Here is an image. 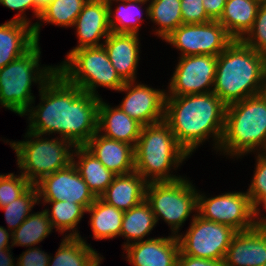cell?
<instances>
[{
  "label": "cell",
  "mask_w": 266,
  "mask_h": 266,
  "mask_svg": "<svg viewBox=\"0 0 266 266\" xmlns=\"http://www.w3.org/2000/svg\"><path fill=\"white\" fill-rule=\"evenodd\" d=\"M39 93V105L23 114L29 115L28 131L43 136L58 133L75 146H84L97 132L101 97L83 92L58 71L39 87Z\"/></svg>",
  "instance_id": "6da1fadb"
},
{
  "label": "cell",
  "mask_w": 266,
  "mask_h": 266,
  "mask_svg": "<svg viewBox=\"0 0 266 266\" xmlns=\"http://www.w3.org/2000/svg\"><path fill=\"white\" fill-rule=\"evenodd\" d=\"M227 105L213 92L166 96L164 121L190 155L209 136L215 148L222 139Z\"/></svg>",
  "instance_id": "7a4b0ae2"
},
{
  "label": "cell",
  "mask_w": 266,
  "mask_h": 266,
  "mask_svg": "<svg viewBox=\"0 0 266 266\" xmlns=\"http://www.w3.org/2000/svg\"><path fill=\"white\" fill-rule=\"evenodd\" d=\"M266 55L234 39L217 56L213 93L226 105L260 94Z\"/></svg>",
  "instance_id": "3957f363"
},
{
  "label": "cell",
  "mask_w": 266,
  "mask_h": 266,
  "mask_svg": "<svg viewBox=\"0 0 266 266\" xmlns=\"http://www.w3.org/2000/svg\"><path fill=\"white\" fill-rule=\"evenodd\" d=\"M134 154L135 171L148 183L182 178L171 175L170 170L178 168L189 156L164 120L142 127Z\"/></svg>",
  "instance_id": "277c9868"
},
{
  "label": "cell",
  "mask_w": 266,
  "mask_h": 266,
  "mask_svg": "<svg viewBox=\"0 0 266 266\" xmlns=\"http://www.w3.org/2000/svg\"><path fill=\"white\" fill-rule=\"evenodd\" d=\"M265 148L266 100L258 94L227 105L218 149L226 155L240 157L254 150L260 153Z\"/></svg>",
  "instance_id": "5b68a950"
},
{
  "label": "cell",
  "mask_w": 266,
  "mask_h": 266,
  "mask_svg": "<svg viewBox=\"0 0 266 266\" xmlns=\"http://www.w3.org/2000/svg\"><path fill=\"white\" fill-rule=\"evenodd\" d=\"M40 47L37 42L21 57L0 69V105L20 116L34 103L32 82L40 87L57 72V66L39 67Z\"/></svg>",
  "instance_id": "8992f818"
},
{
  "label": "cell",
  "mask_w": 266,
  "mask_h": 266,
  "mask_svg": "<svg viewBox=\"0 0 266 266\" xmlns=\"http://www.w3.org/2000/svg\"><path fill=\"white\" fill-rule=\"evenodd\" d=\"M25 137L28 140L10 141L9 143L16 152L17 165L23 171L21 174L32 185H35L44 176L68 167L72 163L74 149L71 148L76 146L71 141L60 137L44 139L42 135L28 130Z\"/></svg>",
  "instance_id": "52a82bcc"
},
{
  "label": "cell",
  "mask_w": 266,
  "mask_h": 266,
  "mask_svg": "<svg viewBox=\"0 0 266 266\" xmlns=\"http://www.w3.org/2000/svg\"><path fill=\"white\" fill-rule=\"evenodd\" d=\"M57 71L69 83L96 97H100L96 93L98 86L119 91L126 83L111 64L103 45L72 51L57 66Z\"/></svg>",
  "instance_id": "ba28073f"
},
{
  "label": "cell",
  "mask_w": 266,
  "mask_h": 266,
  "mask_svg": "<svg viewBox=\"0 0 266 266\" xmlns=\"http://www.w3.org/2000/svg\"><path fill=\"white\" fill-rule=\"evenodd\" d=\"M145 200L150 204L156 222L159 217L171 226L172 235L178 231L192 211H197L198 192L189 180L149 182Z\"/></svg>",
  "instance_id": "9c48e42d"
},
{
  "label": "cell",
  "mask_w": 266,
  "mask_h": 266,
  "mask_svg": "<svg viewBox=\"0 0 266 266\" xmlns=\"http://www.w3.org/2000/svg\"><path fill=\"white\" fill-rule=\"evenodd\" d=\"M237 233L232 227L208 221L193 214L186 234H178L180 252L196 258L224 261L233 236Z\"/></svg>",
  "instance_id": "30bf717a"
},
{
  "label": "cell",
  "mask_w": 266,
  "mask_h": 266,
  "mask_svg": "<svg viewBox=\"0 0 266 266\" xmlns=\"http://www.w3.org/2000/svg\"><path fill=\"white\" fill-rule=\"evenodd\" d=\"M181 51V57L218 56L234 40L218 21L182 24L164 39Z\"/></svg>",
  "instance_id": "8fae6325"
},
{
  "label": "cell",
  "mask_w": 266,
  "mask_h": 266,
  "mask_svg": "<svg viewBox=\"0 0 266 266\" xmlns=\"http://www.w3.org/2000/svg\"><path fill=\"white\" fill-rule=\"evenodd\" d=\"M197 214L205 220L228 225L237 232L255 227L254 207L244 192H228L211 198L198 193Z\"/></svg>",
  "instance_id": "7c38bea8"
},
{
  "label": "cell",
  "mask_w": 266,
  "mask_h": 266,
  "mask_svg": "<svg viewBox=\"0 0 266 266\" xmlns=\"http://www.w3.org/2000/svg\"><path fill=\"white\" fill-rule=\"evenodd\" d=\"M216 65L217 56L213 55L199 54L180 57L169 83L166 96H184L212 92Z\"/></svg>",
  "instance_id": "4fadbf2b"
},
{
  "label": "cell",
  "mask_w": 266,
  "mask_h": 266,
  "mask_svg": "<svg viewBox=\"0 0 266 266\" xmlns=\"http://www.w3.org/2000/svg\"><path fill=\"white\" fill-rule=\"evenodd\" d=\"M39 200L69 201L82 205L86 210L96 200L76 167L71 163L68 167L44 176L36 184Z\"/></svg>",
  "instance_id": "5bb4252c"
},
{
  "label": "cell",
  "mask_w": 266,
  "mask_h": 266,
  "mask_svg": "<svg viewBox=\"0 0 266 266\" xmlns=\"http://www.w3.org/2000/svg\"><path fill=\"white\" fill-rule=\"evenodd\" d=\"M119 91H125L127 95L118 107L143 126L164 120L165 90L140 83L136 85L131 81L126 82Z\"/></svg>",
  "instance_id": "9a60e30c"
},
{
  "label": "cell",
  "mask_w": 266,
  "mask_h": 266,
  "mask_svg": "<svg viewBox=\"0 0 266 266\" xmlns=\"http://www.w3.org/2000/svg\"><path fill=\"white\" fill-rule=\"evenodd\" d=\"M108 13L106 0L87 1L73 24L76 27L79 45L67 53L66 57L74 50L103 44L99 43L100 39H106L111 33Z\"/></svg>",
  "instance_id": "2e32d148"
},
{
  "label": "cell",
  "mask_w": 266,
  "mask_h": 266,
  "mask_svg": "<svg viewBox=\"0 0 266 266\" xmlns=\"http://www.w3.org/2000/svg\"><path fill=\"white\" fill-rule=\"evenodd\" d=\"M133 266H176L180 252L177 236L147 238L123 248Z\"/></svg>",
  "instance_id": "e0dca14e"
},
{
  "label": "cell",
  "mask_w": 266,
  "mask_h": 266,
  "mask_svg": "<svg viewBox=\"0 0 266 266\" xmlns=\"http://www.w3.org/2000/svg\"><path fill=\"white\" fill-rule=\"evenodd\" d=\"M266 264V230L258 227L237 232L228 247L224 266Z\"/></svg>",
  "instance_id": "ac0fdd59"
},
{
  "label": "cell",
  "mask_w": 266,
  "mask_h": 266,
  "mask_svg": "<svg viewBox=\"0 0 266 266\" xmlns=\"http://www.w3.org/2000/svg\"><path fill=\"white\" fill-rule=\"evenodd\" d=\"M41 23L27 24L13 19L0 25V69L39 42Z\"/></svg>",
  "instance_id": "d6986e66"
},
{
  "label": "cell",
  "mask_w": 266,
  "mask_h": 266,
  "mask_svg": "<svg viewBox=\"0 0 266 266\" xmlns=\"http://www.w3.org/2000/svg\"><path fill=\"white\" fill-rule=\"evenodd\" d=\"M113 174L135 171L134 147L96 132L84 145Z\"/></svg>",
  "instance_id": "ffe728a7"
},
{
  "label": "cell",
  "mask_w": 266,
  "mask_h": 266,
  "mask_svg": "<svg viewBox=\"0 0 266 266\" xmlns=\"http://www.w3.org/2000/svg\"><path fill=\"white\" fill-rule=\"evenodd\" d=\"M139 37L135 33H114L103 41L111 64L125 82H135L139 61Z\"/></svg>",
  "instance_id": "44dd1931"
},
{
  "label": "cell",
  "mask_w": 266,
  "mask_h": 266,
  "mask_svg": "<svg viewBox=\"0 0 266 266\" xmlns=\"http://www.w3.org/2000/svg\"><path fill=\"white\" fill-rule=\"evenodd\" d=\"M143 125L124 113L118 106L113 108L100 98L98 105L97 132L120 142L136 146Z\"/></svg>",
  "instance_id": "7402d4cb"
},
{
  "label": "cell",
  "mask_w": 266,
  "mask_h": 266,
  "mask_svg": "<svg viewBox=\"0 0 266 266\" xmlns=\"http://www.w3.org/2000/svg\"><path fill=\"white\" fill-rule=\"evenodd\" d=\"M147 183L136 171L116 175L100 198L125 212L145 200Z\"/></svg>",
  "instance_id": "603a6c76"
},
{
  "label": "cell",
  "mask_w": 266,
  "mask_h": 266,
  "mask_svg": "<svg viewBox=\"0 0 266 266\" xmlns=\"http://www.w3.org/2000/svg\"><path fill=\"white\" fill-rule=\"evenodd\" d=\"M263 0H226L218 22L233 39L241 40L252 28Z\"/></svg>",
  "instance_id": "cb8c5ba5"
},
{
  "label": "cell",
  "mask_w": 266,
  "mask_h": 266,
  "mask_svg": "<svg viewBox=\"0 0 266 266\" xmlns=\"http://www.w3.org/2000/svg\"><path fill=\"white\" fill-rule=\"evenodd\" d=\"M79 158L76 162L75 158ZM72 163L96 197H100L116 176L109 171L85 146H76Z\"/></svg>",
  "instance_id": "d4e9b609"
},
{
  "label": "cell",
  "mask_w": 266,
  "mask_h": 266,
  "mask_svg": "<svg viewBox=\"0 0 266 266\" xmlns=\"http://www.w3.org/2000/svg\"><path fill=\"white\" fill-rule=\"evenodd\" d=\"M99 255L81 236L65 235L54 258L50 256L48 266H100L103 257Z\"/></svg>",
  "instance_id": "484cf974"
},
{
  "label": "cell",
  "mask_w": 266,
  "mask_h": 266,
  "mask_svg": "<svg viewBox=\"0 0 266 266\" xmlns=\"http://www.w3.org/2000/svg\"><path fill=\"white\" fill-rule=\"evenodd\" d=\"M86 212L91 214L90 224L95 239H112L120 236L124 211L97 197Z\"/></svg>",
  "instance_id": "4316f807"
},
{
  "label": "cell",
  "mask_w": 266,
  "mask_h": 266,
  "mask_svg": "<svg viewBox=\"0 0 266 266\" xmlns=\"http://www.w3.org/2000/svg\"><path fill=\"white\" fill-rule=\"evenodd\" d=\"M157 224L150 204L144 200L139 205L124 212L120 236H124L127 242L123 247L143 241ZM131 241V242H130Z\"/></svg>",
  "instance_id": "83f0119b"
},
{
  "label": "cell",
  "mask_w": 266,
  "mask_h": 266,
  "mask_svg": "<svg viewBox=\"0 0 266 266\" xmlns=\"http://www.w3.org/2000/svg\"><path fill=\"white\" fill-rule=\"evenodd\" d=\"M149 2L151 3L146 8V16L159 25L155 35L164 40L183 24L181 0H151Z\"/></svg>",
  "instance_id": "f1b7e54d"
},
{
  "label": "cell",
  "mask_w": 266,
  "mask_h": 266,
  "mask_svg": "<svg viewBox=\"0 0 266 266\" xmlns=\"http://www.w3.org/2000/svg\"><path fill=\"white\" fill-rule=\"evenodd\" d=\"M51 220L46 211L31 213L24 222L12 232V246H35L52 232Z\"/></svg>",
  "instance_id": "f546056e"
},
{
  "label": "cell",
  "mask_w": 266,
  "mask_h": 266,
  "mask_svg": "<svg viewBox=\"0 0 266 266\" xmlns=\"http://www.w3.org/2000/svg\"><path fill=\"white\" fill-rule=\"evenodd\" d=\"M44 203H50L52 205L51 212L45 209L48 218L51 220L53 229L64 233L70 231L67 237H80L78 230L75 227L82 219L86 209L77 203L69 201H43ZM50 212V213H49ZM72 230V232H71Z\"/></svg>",
  "instance_id": "4dcf8cb0"
},
{
  "label": "cell",
  "mask_w": 266,
  "mask_h": 266,
  "mask_svg": "<svg viewBox=\"0 0 266 266\" xmlns=\"http://www.w3.org/2000/svg\"><path fill=\"white\" fill-rule=\"evenodd\" d=\"M87 1L52 0L42 8L39 20L56 26L71 27Z\"/></svg>",
  "instance_id": "1f68e13d"
},
{
  "label": "cell",
  "mask_w": 266,
  "mask_h": 266,
  "mask_svg": "<svg viewBox=\"0 0 266 266\" xmlns=\"http://www.w3.org/2000/svg\"><path fill=\"white\" fill-rule=\"evenodd\" d=\"M146 4V2L130 1L121 3L112 12V3H108L109 9V26L111 32L114 33H135L138 34L139 27L141 25L140 20L143 14L141 8L138 5Z\"/></svg>",
  "instance_id": "d6a6232c"
},
{
  "label": "cell",
  "mask_w": 266,
  "mask_h": 266,
  "mask_svg": "<svg viewBox=\"0 0 266 266\" xmlns=\"http://www.w3.org/2000/svg\"><path fill=\"white\" fill-rule=\"evenodd\" d=\"M39 194L36 185H32L21 197L0 209L4 210L9 232L16 230L30 215L35 204H39Z\"/></svg>",
  "instance_id": "836d02e7"
},
{
  "label": "cell",
  "mask_w": 266,
  "mask_h": 266,
  "mask_svg": "<svg viewBox=\"0 0 266 266\" xmlns=\"http://www.w3.org/2000/svg\"><path fill=\"white\" fill-rule=\"evenodd\" d=\"M31 186L23 174H3L0 179V208L21 197Z\"/></svg>",
  "instance_id": "e575fe53"
},
{
  "label": "cell",
  "mask_w": 266,
  "mask_h": 266,
  "mask_svg": "<svg viewBox=\"0 0 266 266\" xmlns=\"http://www.w3.org/2000/svg\"><path fill=\"white\" fill-rule=\"evenodd\" d=\"M241 40L250 48L266 55V1H262L252 28Z\"/></svg>",
  "instance_id": "d590c367"
},
{
  "label": "cell",
  "mask_w": 266,
  "mask_h": 266,
  "mask_svg": "<svg viewBox=\"0 0 266 266\" xmlns=\"http://www.w3.org/2000/svg\"><path fill=\"white\" fill-rule=\"evenodd\" d=\"M256 159L255 173L246 192L250 197L253 207L262 198L266 197V156L263 153H258Z\"/></svg>",
  "instance_id": "8d00e7d4"
},
{
  "label": "cell",
  "mask_w": 266,
  "mask_h": 266,
  "mask_svg": "<svg viewBox=\"0 0 266 266\" xmlns=\"http://www.w3.org/2000/svg\"><path fill=\"white\" fill-rule=\"evenodd\" d=\"M183 24H199L212 21L203 6V0H181Z\"/></svg>",
  "instance_id": "74e56055"
},
{
  "label": "cell",
  "mask_w": 266,
  "mask_h": 266,
  "mask_svg": "<svg viewBox=\"0 0 266 266\" xmlns=\"http://www.w3.org/2000/svg\"><path fill=\"white\" fill-rule=\"evenodd\" d=\"M0 4L5 7L10 8L11 10H17L18 14L15 15L13 20L20 21L29 24V20H27L26 15L23 14L29 8H32V11L36 18L39 19L42 9L37 5L36 0H0ZM23 15H22V14ZM25 15V16H24Z\"/></svg>",
  "instance_id": "f35d334b"
},
{
  "label": "cell",
  "mask_w": 266,
  "mask_h": 266,
  "mask_svg": "<svg viewBox=\"0 0 266 266\" xmlns=\"http://www.w3.org/2000/svg\"><path fill=\"white\" fill-rule=\"evenodd\" d=\"M50 256L37 247H29L17 261V266H48Z\"/></svg>",
  "instance_id": "ab89813d"
},
{
  "label": "cell",
  "mask_w": 266,
  "mask_h": 266,
  "mask_svg": "<svg viewBox=\"0 0 266 266\" xmlns=\"http://www.w3.org/2000/svg\"><path fill=\"white\" fill-rule=\"evenodd\" d=\"M176 266H224V261L196 258L179 252Z\"/></svg>",
  "instance_id": "60d3db41"
},
{
  "label": "cell",
  "mask_w": 266,
  "mask_h": 266,
  "mask_svg": "<svg viewBox=\"0 0 266 266\" xmlns=\"http://www.w3.org/2000/svg\"><path fill=\"white\" fill-rule=\"evenodd\" d=\"M226 0H203L204 9L212 21H218L223 13Z\"/></svg>",
  "instance_id": "b9f144b4"
},
{
  "label": "cell",
  "mask_w": 266,
  "mask_h": 266,
  "mask_svg": "<svg viewBox=\"0 0 266 266\" xmlns=\"http://www.w3.org/2000/svg\"><path fill=\"white\" fill-rule=\"evenodd\" d=\"M260 204H262V206L264 207V209L266 211V197L262 198L256 204V206H254V224H255V227L262 228V229L266 230V216L260 217L261 215L259 214L260 210L258 207ZM257 216H259L261 219Z\"/></svg>",
  "instance_id": "7bdbcfd3"
},
{
  "label": "cell",
  "mask_w": 266,
  "mask_h": 266,
  "mask_svg": "<svg viewBox=\"0 0 266 266\" xmlns=\"http://www.w3.org/2000/svg\"><path fill=\"white\" fill-rule=\"evenodd\" d=\"M10 248L0 249V266H16L13 257L10 254Z\"/></svg>",
  "instance_id": "ee69618b"
},
{
  "label": "cell",
  "mask_w": 266,
  "mask_h": 266,
  "mask_svg": "<svg viewBox=\"0 0 266 266\" xmlns=\"http://www.w3.org/2000/svg\"><path fill=\"white\" fill-rule=\"evenodd\" d=\"M10 238L12 239V232L8 233L6 228L0 226V249L11 248L9 244Z\"/></svg>",
  "instance_id": "f6af8a7d"
},
{
  "label": "cell",
  "mask_w": 266,
  "mask_h": 266,
  "mask_svg": "<svg viewBox=\"0 0 266 266\" xmlns=\"http://www.w3.org/2000/svg\"><path fill=\"white\" fill-rule=\"evenodd\" d=\"M50 1L52 0H36V3L42 9Z\"/></svg>",
  "instance_id": "bcb514c9"
},
{
  "label": "cell",
  "mask_w": 266,
  "mask_h": 266,
  "mask_svg": "<svg viewBox=\"0 0 266 266\" xmlns=\"http://www.w3.org/2000/svg\"><path fill=\"white\" fill-rule=\"evenodd\" d=\"M108 3H112V1H116V2H130V1H138V2H148L149 0H106Z\"/></svg>",
  "instance_id": "7dc6e473"
},
{
  "label": "cell",
  "mask_w": 266,
  "mask_h": 266,
  "mask_svg": "<svg viewBox=\"0 0 266 266\" xmlns=\"http://www.w3.org/2000/svg\"><path fill=\"white\" fill-rule=\"evenodd\" d=\"M261 87H266V63L264 65L263 84Z\"/></svg>",
  "instance_id": "c3c4849f"
},
{
  "label": "cell",
  "mask_w": 266,
  "mask_h": 266,
  "mask_svg": "<svg viewBox=\"0 0 266 266\" xmlns=\"http://www.w3.org/2000/svg\"><path fill=\"white\" fill-rule=\"evenodd\" d=\"M260 95L266 100V87H261Z\"/></svg>",
  "instance_id": "681fc988"
},
{
  "label": "cell",
  "mask_w": 266,
  "mask_h": 266,
  "mask_svg": "<svg viewBox=\"0 0 266 266\" xmlns=\"http://www.w3.org/2000/svg\"><path fill=\"white\" fill-rule=\"evenodd\" d=\"M262 153L266 156V148H265V150Z\"/></svg>",
  "instance_id": "f907efd6"
}]
</instances>
